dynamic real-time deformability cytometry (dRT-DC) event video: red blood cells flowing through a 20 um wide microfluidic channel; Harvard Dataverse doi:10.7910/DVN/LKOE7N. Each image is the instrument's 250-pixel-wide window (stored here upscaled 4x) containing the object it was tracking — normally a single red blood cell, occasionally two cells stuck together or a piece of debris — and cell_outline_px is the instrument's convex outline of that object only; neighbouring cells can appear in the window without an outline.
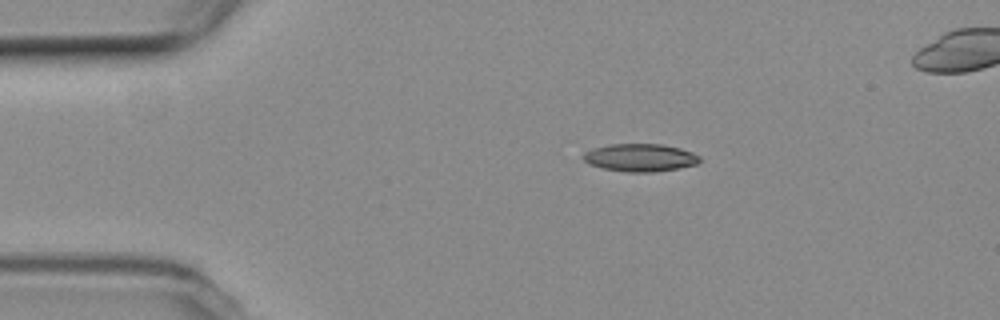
{"species": "common noctule bat (a hibernating species)", "species_latin": "Nyctalus noctula", "temperature_condition": "room temperature", "stored_images_in_passage": 43, "camera_frame_rate_fps": 3000, "um_per_image_px": 0.085, "animal": {"sex": "female", "body_mass_g": 19.3, "forearm_length_mm": 54.1}, "frame": {"image": 1, "passage_image": 1, "time_ms": 0.0, "image_size_px": [1000, 320], "cell_outline_px": [[700, 160], [696, 164], [676, 168], [652, 172], [624, 172], [604, 168], [588, 164], [580, 156], [584, 152], [592, 148], [608, 144], [660, 144], [680, 148], [692, 152], [700, 156]], "centroid_in_image_um": [54.35, 13.39], "position_along_channel_um": 30.6, "area_um2": 18.84}}
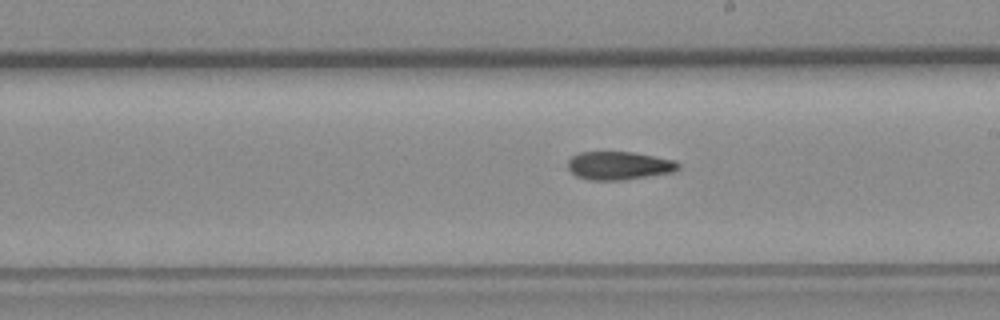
{"frame": {"image": 2, "passage_image": 21, "time_ms": 6.667, "image_size_px": [1000, 320], "cell_outline_px": [[680, 168], [672, 172], [624, 180], [588, 180], [576, 176], [568, 168], [568, 160], [572, 156], [580, 152], [636, 152], [676, 160], [680, 164]], "centroid_in_image_um": [52.63, 14.07], "position_along_channel_um": 236.4, "area_um2": 18.32}}
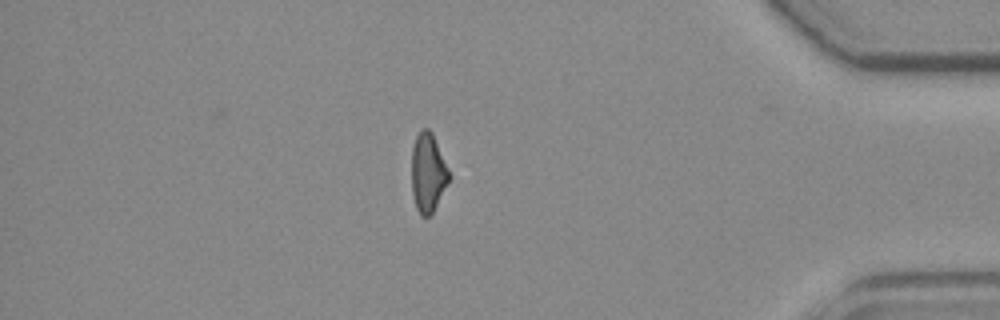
{"frame": {"image": 3, "passage_image": 37, "time_ms": 12.0, "image_size_px": [1000, 320], "cell_outline_px": [[452, 176], [432, 212], [428, 216], [420, 216], [416, 208], [412, 196], [412, 148], [416, 136], [420, 128], [428, 128], [432, 132]], "centroid_in_image_um": [36.38, 14.66], "position_along_channel_um": 398.8, "area_um2": 17.34}}